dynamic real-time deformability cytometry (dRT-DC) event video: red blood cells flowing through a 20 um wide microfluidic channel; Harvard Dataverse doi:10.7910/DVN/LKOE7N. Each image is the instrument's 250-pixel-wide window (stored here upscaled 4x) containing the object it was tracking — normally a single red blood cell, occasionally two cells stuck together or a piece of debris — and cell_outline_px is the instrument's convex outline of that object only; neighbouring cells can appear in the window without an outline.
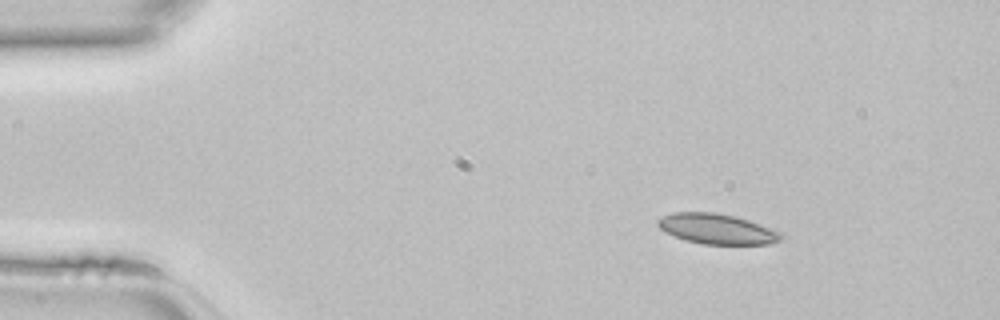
{"species": "common noctule bat (a hibernating species)", "species_latin": "Nyctalus noctula", "temperature_condition": "room temperature", "stored_images_in_passage": 40, "camera_frame_rate_fps": 3000, "um_per_image_px": 0.085, "animal": {"sex": "female", "body_mass_g": 22.7, "forearm_length_mm": 54.2}, "frame": {"image": 1, "passage_image": 1, "time_ms": 0.0, "image_size_px": [1000, 320], "cell_outline_px": [[784, 236], [780, 240], [772, 244], [704, 244], [684, 240], [664, 232], [656, 224], [656, 220], [672, 212], [716, 212], [736, 216], [784, 232]], "centroid_in_image_um": [60.96, 19.45], "position_along_channel_um": 24.0, "area_um2": 22.02}}
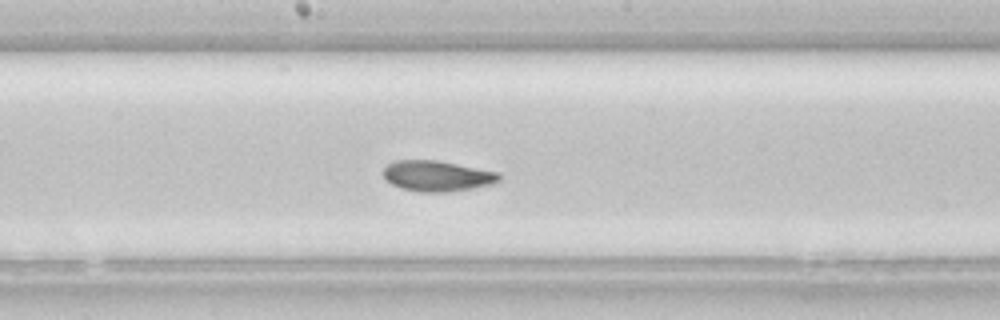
{"frame": {"image": 2, "passage_image": 19, "time_ms": 6.0, "image_size_px": [1000, 320], "cell_outline_px": [[500, 180], [492, 184], [472, 188], [448, 192], [420, 192], [404, 188], [392, 184], [384, 176], [384, 168], [388, 164], [396, 160], [436, 160], [500, 172]], "centroid_in_image_um": [37.19, 14.95], "position_along_channel_um": 211.0, "area_um2": 20.52}}
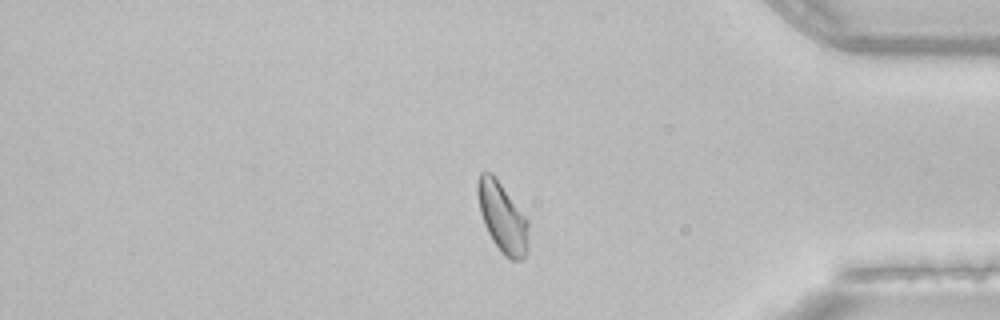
{"frame": {"image": 3, "passage_image": 33, "time_ms": 10.667, "image_size_px": [1000, 320], "cell_outline_px": [[528, 252], [524, 260], [512, 260], [504, 256], [500, 252], [492, 240], [484, 224], [480, 212], [476, 192], [476, 180], [480, 172], [492, 172], [496, 176], [528, 220]], "centroid_in_image_um": [42.69, 18.47], "position_along_channel_um": 392.5, "area_um2": 21.15}}